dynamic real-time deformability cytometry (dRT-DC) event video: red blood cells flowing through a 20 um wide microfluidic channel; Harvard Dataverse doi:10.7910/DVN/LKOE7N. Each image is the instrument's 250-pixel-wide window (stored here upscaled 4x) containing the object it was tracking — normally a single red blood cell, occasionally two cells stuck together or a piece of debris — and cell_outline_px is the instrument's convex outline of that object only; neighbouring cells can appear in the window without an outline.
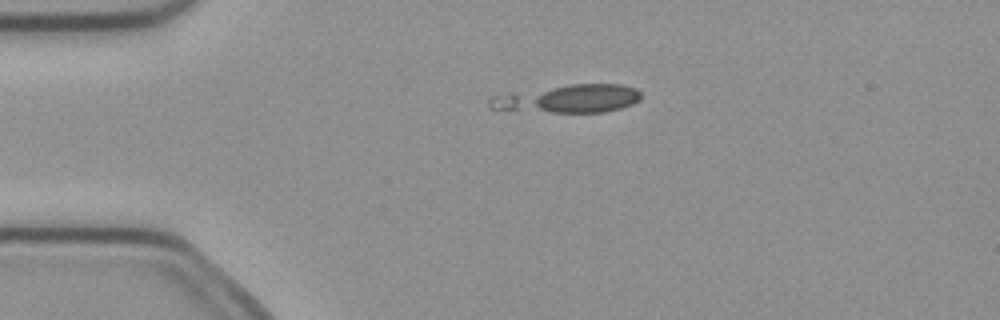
{"species": "common noctule bat (a hibernating species)", "species_latin": "Nyctalus noctula", "temperature_condition": "cold", "stored_images_in_passage": 7, "camera_frame_rate_fps": 3000, "um_per_image_px": 0.085, "animal": {"sex": "female", "body_mass_g": 21.9}, "frame": {"image": 1, "passage_image": 3, "time_ms": 0.667, "image_size_px": [1000, 320], "cell_outline_px": [[640, 100], [632, 104], [620, 108], [604, 112], [552, 112], [488, 108], [488, 96], [512, 92], [568, 84], [620, 84], [636, 88], [640, 92]], "centroid_in_image_um": [48.29, 8.38], "position_along_channel_um": 36.7, "area_um2": 24.74}}